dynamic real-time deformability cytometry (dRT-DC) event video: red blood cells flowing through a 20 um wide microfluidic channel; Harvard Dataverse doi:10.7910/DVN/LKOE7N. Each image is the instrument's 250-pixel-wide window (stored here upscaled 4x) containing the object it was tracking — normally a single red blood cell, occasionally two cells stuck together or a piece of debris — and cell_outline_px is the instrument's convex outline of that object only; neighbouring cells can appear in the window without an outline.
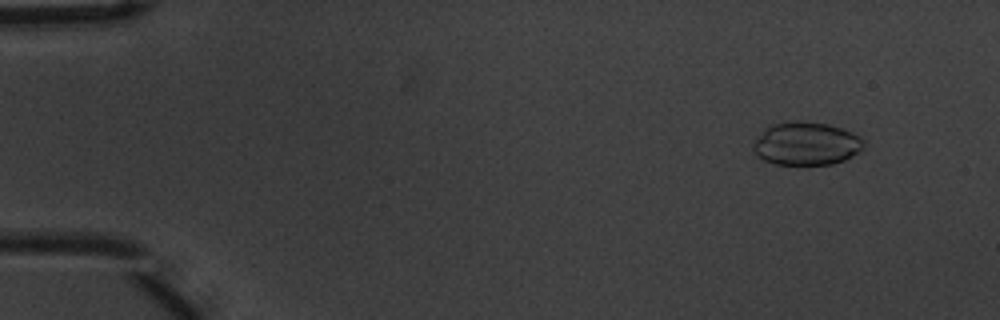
{"species": "common noctule bat (a hibernating species)", "species_latin": "Nyctalus noctula", "temperature_condition": "warm", "stored_images_in_passage": 4, "camera_frame_rate_fps": 3000, "um_per_image_px": 0.085, "animal": {"sex": "male", "body_mass_g": 20.1, "forearm_length_mm": 53.5}, "frame": {"image": 1, "passage_image": 1, "time_ms": 0.0, "image_size_px": [1000, 320], "cell_outline_px": [[864, 148], [844, 160], [832, 164], [772, 164], [756, 156], [752, 148], [752, 140], [768, 124], [796, 120], [800, 120], [828, 124], [852, 132], [864, 140]], "centroid_in_image_um": [68.46, 12.19], "position_along_channel_um": 16.5, "area_um2": 28.21}}
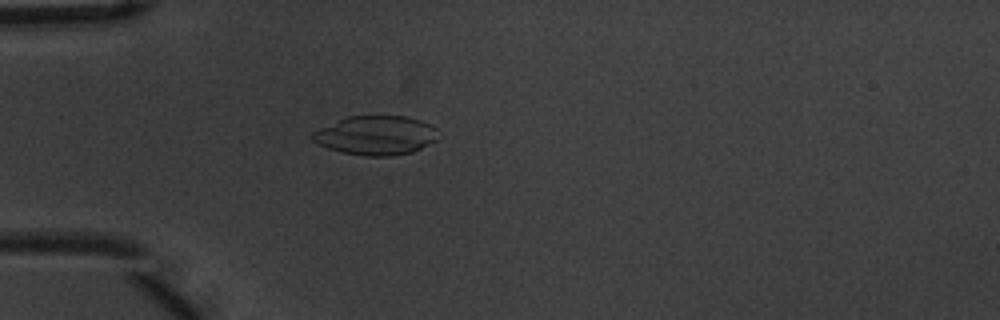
{"frame": {"image": 2, "passage_image": 4, "time_ms": 1.0, "image_size_px": [1000, 320], "cell_outline_px": [[436, 140], [412, 152], [392, 156], [364, 156], [340, 152], [328, 148], [312, 140], [308, 136], [312, 132], [320, 128], [348, 116], [404, 116], [420, 120], [432, 124], [436, 128]], "centroid_in_image_um": [31.93, 11.51], "position_along_channel_um": 53.1, "area_um2": 28.61}}